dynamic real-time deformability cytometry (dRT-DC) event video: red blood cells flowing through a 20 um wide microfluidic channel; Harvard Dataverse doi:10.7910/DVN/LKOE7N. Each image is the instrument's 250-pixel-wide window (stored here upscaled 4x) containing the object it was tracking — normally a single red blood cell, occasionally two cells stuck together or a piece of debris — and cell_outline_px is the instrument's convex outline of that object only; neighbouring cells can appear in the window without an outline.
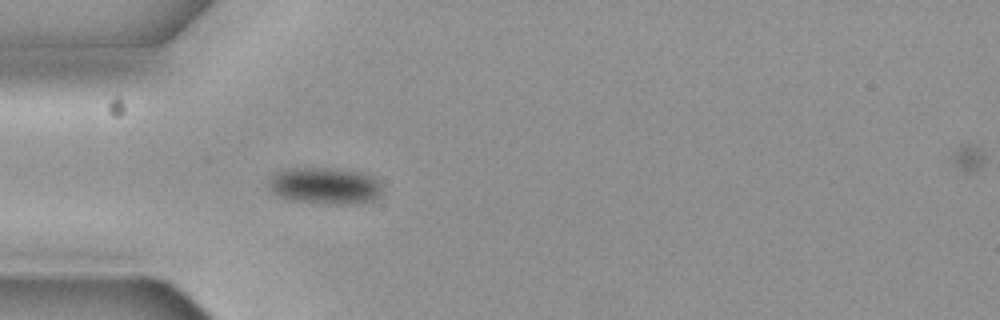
{"species": "common noctule bat (a hibernating species)", "species_latin": "Nyctalus noctula", "temperature_condition": "cold", "stored_images_in_passage": 7, "camera_frame_rate_fps": 3000, "um_per_image_px": 0.085, "animal": {"sex": "female", "body_mass_g": 19.3, "forearm_length_mm": 54.1}, "frame": {"image": 1, "passage_image": 6, "time_ms": 1.667, "image_size_px": [1000, 320], "cell_outline_px": [[380, 196], [364, 204], [328, 204], [292, 200], [280, 196], [272, 192], [268, 188], [268, 180], [276, 172], [296, 168], [324, 168], [356, 172], [372, 176], [380, 184]], "centroid_in_image_um": [27.61, 15.82], "position_along_channel_um": 57.4, "area_um2": 24.04}}